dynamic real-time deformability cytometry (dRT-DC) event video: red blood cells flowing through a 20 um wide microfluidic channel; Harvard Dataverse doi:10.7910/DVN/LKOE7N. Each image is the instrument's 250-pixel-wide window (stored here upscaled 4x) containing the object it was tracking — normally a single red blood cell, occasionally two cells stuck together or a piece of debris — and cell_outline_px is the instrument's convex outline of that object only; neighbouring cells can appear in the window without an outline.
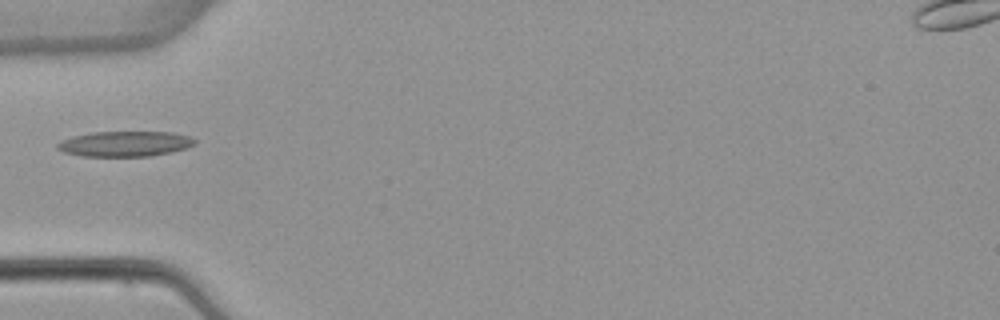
{"species": "common noctule bat (a hibernating species)", "species_latin": "Nyctalus noctula", "temperature_condition": "warm", "stored_images_in_passage": 1, "camera_frame_rate_fps": 3000, "um_per_image_px": 0.085, "animal": {"sex": "female", "body_mass_g": 22.7, "forearm_length_mm": 54.2}, "frame": {"image": 1, "passage_image": 1, "time_ms": 0.0, "image_size_px": [1000, 320], "cell_outline_px": [[196, 144], [188, 148], [172, 152], [152, 156], [80, 156], [64, 152], [56, 148], [56, 144], [60, 140], [72, 136], [92, 132], [172, 132], [188, 136], [196, 140]], "centroid_in_image_um": [10.62, 12.23], "position_along_channel_um": 74.4, "area_um2": 20.46}}